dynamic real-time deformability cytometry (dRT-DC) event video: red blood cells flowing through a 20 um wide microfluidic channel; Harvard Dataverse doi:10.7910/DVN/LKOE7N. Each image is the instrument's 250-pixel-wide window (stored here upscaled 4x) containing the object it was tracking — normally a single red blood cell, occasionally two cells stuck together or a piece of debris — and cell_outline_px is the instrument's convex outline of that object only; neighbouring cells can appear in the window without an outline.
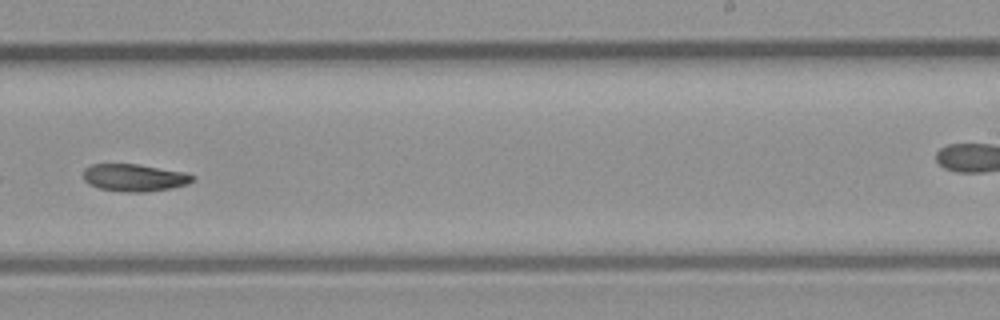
{"species": "common noctule bat (a hibernating species)", "species_latin": "Nyctalus noctula", "temperature_condition": "room temperature", "stored_images_in_passage": 35, "camera_frame_rate_fps": 3000, "um_per_image_px": 0.085, "animal": {"sex": "male", "body_mass_g": 23.1, "forearm_length_mm": 52.7}, "frame": {"image": 1, "passage_image": 20, "time_ms": 6.333, "image_size_px": [1000, 320], "cell_outline_px": [[196, 180], [188, 184], [148, 192], [124, 192], [100, 188], [88, 184], [84, 180], [84, 168], [92, 164], [136, 164], [188, 172], [196, 176]], "centroid_in_image_um": [11.47, 15.09], "position_along_channel_um": 277.5, "area_um2": 17.57}}